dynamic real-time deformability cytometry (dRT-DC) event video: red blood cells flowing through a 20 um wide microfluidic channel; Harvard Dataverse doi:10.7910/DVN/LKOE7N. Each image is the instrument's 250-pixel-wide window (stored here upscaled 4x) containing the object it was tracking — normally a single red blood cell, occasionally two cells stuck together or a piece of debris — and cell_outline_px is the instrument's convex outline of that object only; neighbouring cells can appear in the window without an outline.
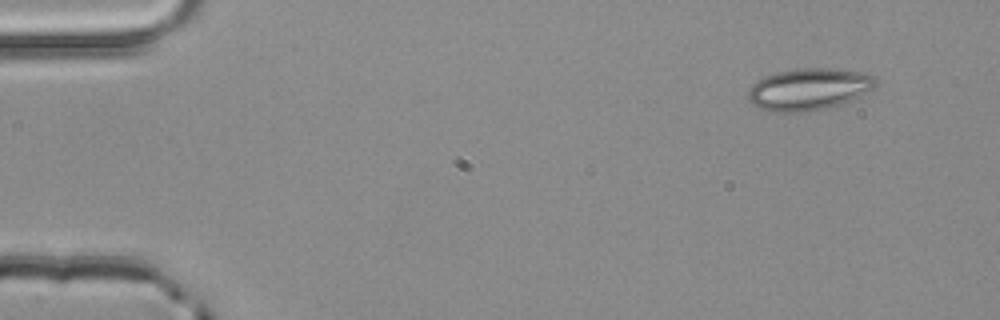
{"species": "common noctule bat (a hibernating species)", "species_latin": "Nyctalus noctula", "temperature_condition": "room temperature", "stored_images_in_passage": 4, "camera_frame_rate_fps": 3000, "um_per_image_px": 0.085, "animal": {"sex": "male", "body_mass_g": 20.4}, "frame": {"image": 1, "passage_image": 1, "time_ms": 0.0, "image_size_px": [1000, 320], "cell_outline_px": [[880, 84], [856, 100], [824, 108], [804, 112], [772, 112], [760, 108], [752, 104], [748, 100], [748, 88], [756, 80], [764, 76], [776, 72], [796, 68], [832, 68], [868, 72], [876, 76]], "centroid_in_image_um": [68.81, 7.56], "position_along_channel_um": 16.2, "area_um2": 32.02}}